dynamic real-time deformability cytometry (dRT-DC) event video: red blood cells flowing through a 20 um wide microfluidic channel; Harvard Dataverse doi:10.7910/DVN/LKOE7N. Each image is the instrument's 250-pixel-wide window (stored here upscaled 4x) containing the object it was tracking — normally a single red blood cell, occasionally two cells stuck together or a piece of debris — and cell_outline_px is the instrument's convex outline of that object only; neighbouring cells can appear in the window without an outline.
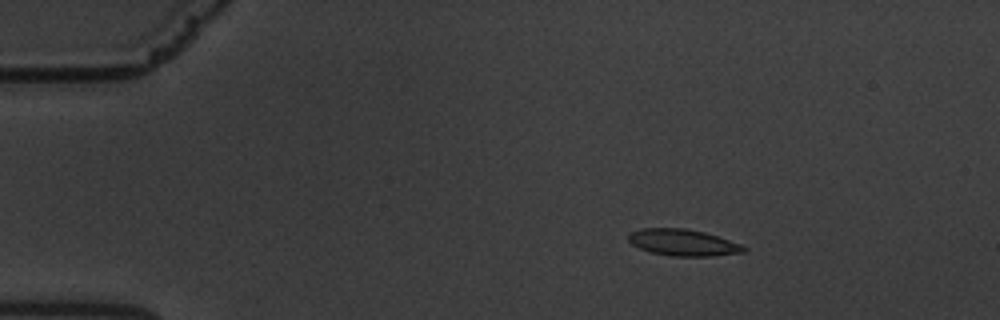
{"species": "common noctule bat (a hibernating species)", "species_latin": "Nyctalus noctula", "temperature_condition": "warm", "stored_images_in_passage": 59, "camera_frame_rate_fps": 3000, "um_per_image_px": 0.085, "animal": {"sex": "male", "body_mass_g": 19.5, "forearm_length_mm": 54.6}, "frame": {"image": 1, "passage_image": 9, "time_ms": 2.667, "image_size_px": [1000, 320], "cell_outline_px": [[748, 248], [744, 252], [712, 256], [672, 256], [652, 252], [640, 248], [632, 244], [628, 240], [628, 232], [640, 228], [684, 228], [704, 232], [740, 244]], "centroid_in_image_um": [58.02, 20.61], "position_along_channel_um": 27.0, "area_um2": 17.74}}
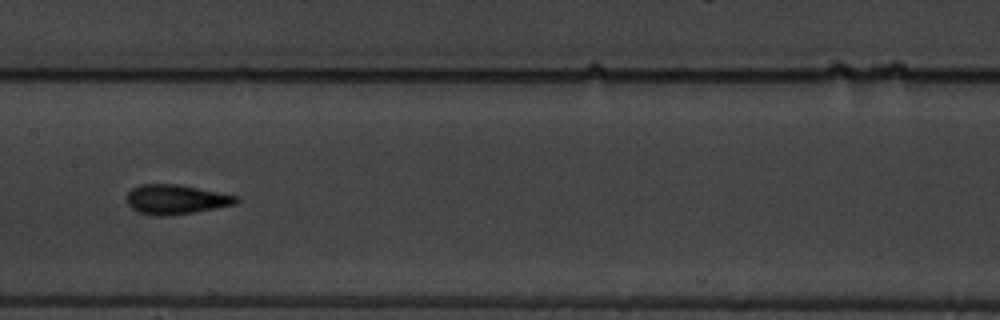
{"frame": {"image": 2, "passage_image": 30, "time_ms": 9.667, "image_size_px": [1000, 320], "cell_outline_px": [[240, 200], [236, 204], [216, 208], [192, 212], [160, 216], [156, 216], [140, 212], [132, 208], [128, 204], [128, 192], [132, 188], [140, 184], [180, 184], [240, 196]], "centroid_in_image_um": [15.0, 16.93], "position_along_channel_um": 192.4, "area_um2": 18.79}}
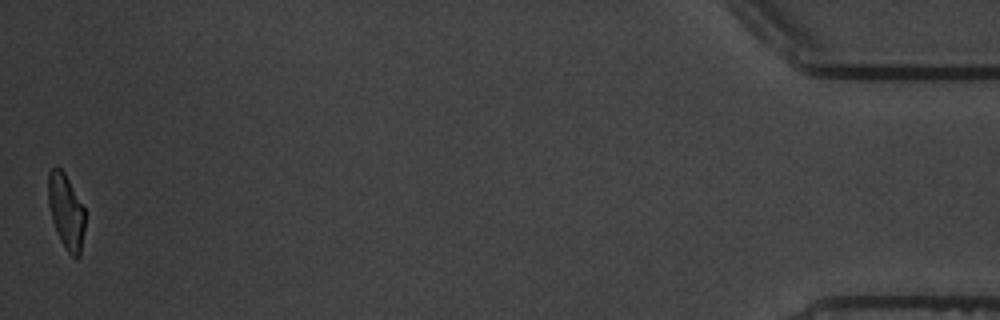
{"frame": {"image": 3, "passage_image": 59, "time_ms": 19.333, "image_size_px": [1000, 320], "cell_outline_px": [[84, 228], [80, 256], [72, 256], [64, 248], [56, 232], [52, 220], [48, 204], [48, 172], [52, 168], [60, 168], [64, 172], [84, 208]], "centroid_in_image_um": [5.6, 17.98], "position_along_channel_um": 429.6, "area_um2": 15.9}, "authors_computed_cell_mechanics": {"area_um2": 17.629, "velocity_mm_per_s": 3.3852, "shape_relaxation_time_tau1_ms": 4.9313, "shape_relaxation_time_tau2_ms": 1.3752, "deformation_change_tau1": 0.1746, "deformation_change_tau2": 0.0639}}